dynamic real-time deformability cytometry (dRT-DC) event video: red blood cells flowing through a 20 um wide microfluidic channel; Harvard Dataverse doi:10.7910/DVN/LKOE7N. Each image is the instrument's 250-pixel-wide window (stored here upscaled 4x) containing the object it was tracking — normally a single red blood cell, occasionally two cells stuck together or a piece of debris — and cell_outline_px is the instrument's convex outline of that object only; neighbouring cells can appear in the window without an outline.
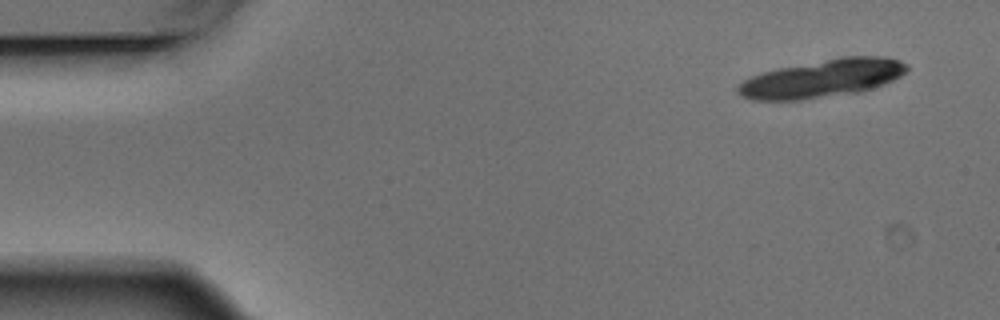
{"species": "Egyptian fruit bat (a non-hibernating species)", "species_latin": "Rousettus aegyptiacus", "temperature_condition": "warm", "stored_images_in_passage": 6, "camera_frame_rate_fps": 3000, "um_per_image_px": 0.085, "animal": {"sex": "male"}, "frame": {"image": 1, "passage_image": 1, "time_ms": 0.0, "image_size_px": [1000, 320], "cell_outline_px": [[908, 72], [884, 84], [872, 88], [856, 92], [800, 100], [752, 100], [740, 96], [736, 92], [736, 88], [744, 80], [752, 76], [776, 68], [840, 56], [884, 56], [900, 60], [908, 64]], "centroid_in_image_um": [69.9, 6.65], "position_along_channel_um": 15.1, "area_um2": 37.51}}
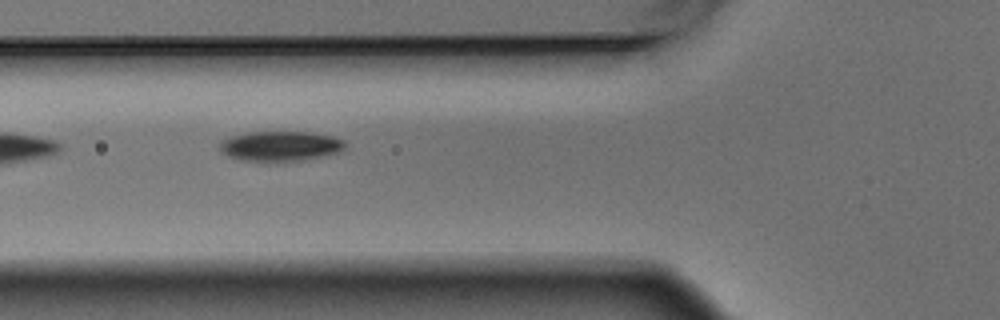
{"frame": {"image": 2, "passage_image": 5, "time_ms": 1.333, "image_size_px": [1000, 320], "cell_outline_px": [[344, 148], [336, 152], [304, 160], [276, 164], [268, 164], [240, 160], [228, 156], [220, 152], [216, 148], [220, 140], [232, 136], [248, 132], [308, 132], [332, 136], [344, 140]], "centroid_in_image_um": [23.71, 12.46], "position_along_channel_um": 102.1, "area_um2": 22.66}}
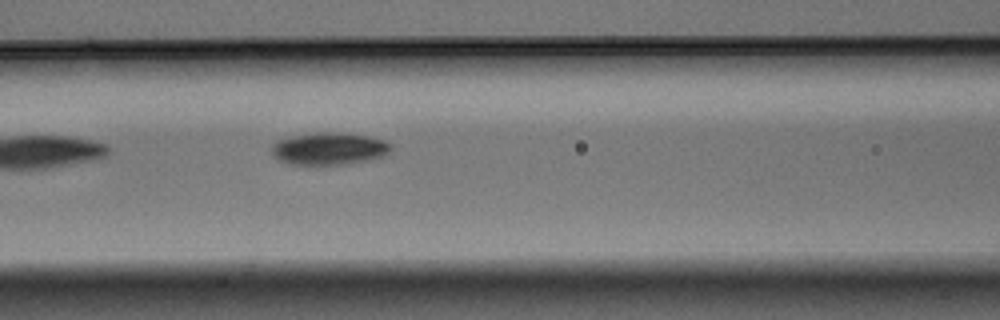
{"frame": {"image": 3, "passage_image": 6, "time_ms": 1.667, "image_size_px": [1000, 320], "cell_outline_px": [[392, 148], [388, 152], [380, 156], [364, 160], [344, 164], [288, 164], [276, 160], [272, 156], [272, 144], [276, 140], [292, 136], [316, 132], [332, 132], [368, 136], [384, 140], [392, 144]], "centroid_in_image_um": [27.9, 12.63], "position_along_channel_um": 138.7, "area_um2": 22.31}}